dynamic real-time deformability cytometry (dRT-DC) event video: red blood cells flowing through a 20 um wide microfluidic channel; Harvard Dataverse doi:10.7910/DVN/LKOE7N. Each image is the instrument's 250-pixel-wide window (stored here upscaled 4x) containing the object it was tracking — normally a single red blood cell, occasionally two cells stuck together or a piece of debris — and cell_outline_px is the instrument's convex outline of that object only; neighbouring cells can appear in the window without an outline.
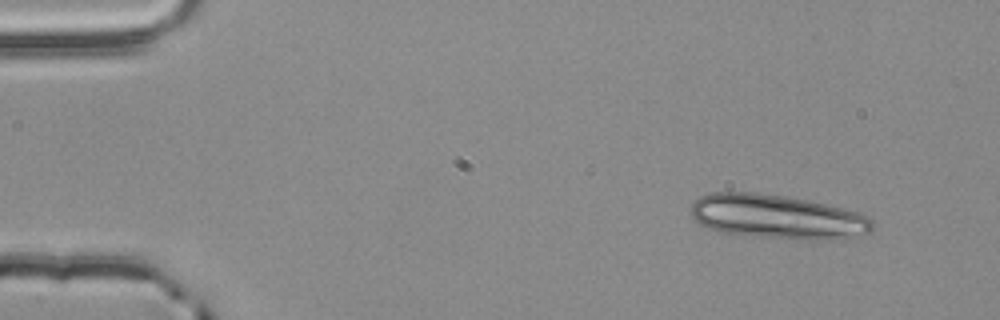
{"species": "common noctule bat (a hibernating species)", "species_latin": "Nyctalus noctula", "temperature_condition": "room temperature", "stored_images_in_passage": 3, "camera_frame_rate_fps": 3000, "um_per_image_px": 0.085, "animal": {"sex": "male", "body_mass_g": 20.4}, "frame": {"image": 1, "passage_image": 1, "time_ms": 0.0, "image_size_px": [1000, 320], "cell_outline_px": [[872, 228], [868, 232], [844, 236], [812, 240], [724, 232], [708, 228], [700, 224], [692, 216], [692, 204], [700, 196], [712, 192], [760, 192], [784, 196], [844, 208], [860, 212], [868, 216], [872, 220]], "centroid_in_image_um": [66.02, 18.38], "position_along_channel_um": 19.0, "area_um2": 45.55}}